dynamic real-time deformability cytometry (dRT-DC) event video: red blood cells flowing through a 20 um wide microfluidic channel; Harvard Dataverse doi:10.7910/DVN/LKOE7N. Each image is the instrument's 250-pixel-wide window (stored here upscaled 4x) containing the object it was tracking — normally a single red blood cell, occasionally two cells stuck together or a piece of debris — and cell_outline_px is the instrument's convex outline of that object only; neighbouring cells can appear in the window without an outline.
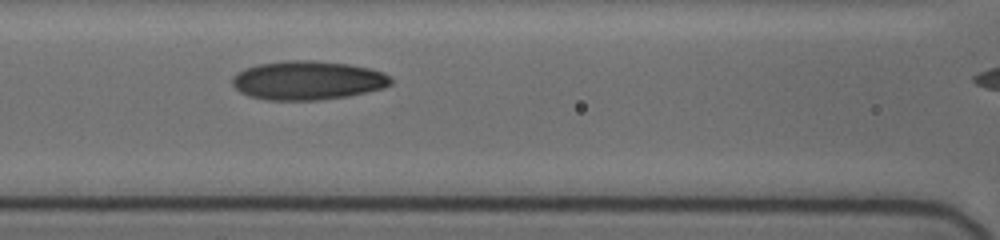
{"species": "human", "species_latin": "Homo sapiens", "temperature_condition": "cold", "stored_images_in_passage": 9, "segment_of_instrument_passage": [1, 2], "camera_frame_rate_fps": 3000, "um_per_image_px": 0.085, "donor": {"sex": "female"}, "frame": {"image": 1, "passage_image": 7, "time_ms": 3.667, "image_size_px": [1000, 240], "cell_outline_px": [[392, 84], [384, 88], [368, 92], [348, 96], [316, 100], [264, 100], [248, 96], [240, 92], [232, 84], [232, 76], [236, 72], [244, 68], [256, 64], [284, 60], [308, 60], [348, 64], [368, 68], [384, 72], [392, 80]], "centroid_in_image_um": [26.11, 6.83], "position_along_channel_um": 140.5, "area_um2": 36.24}}
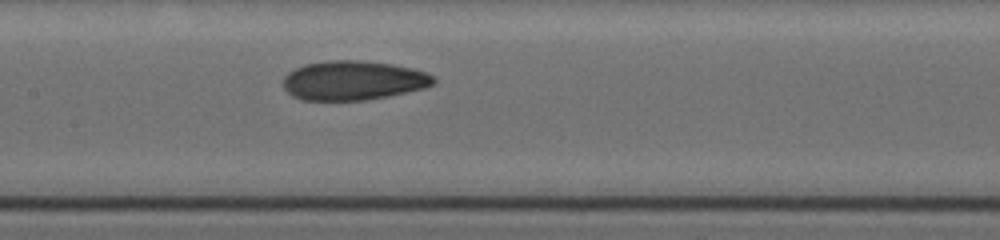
{"frame": {"image": 2, "passage_image": 8, "time_ms": 4.667, "image_size_px": [1000, 240], "cell_outline_px": [[436, 80], [432, 84], [424, 88], [388, 96], [364, 100], [300, 100], [292, 96], [284, 88], [284, 76], [292, 68], [304, 64], [328, 60], [360, 60], [392, 64], [412, 68], [436, 76]], "centroid_in_image_um": [30.0, 6.83], "position_along_channel_um": 177.4, "area_um2": 34.62}}